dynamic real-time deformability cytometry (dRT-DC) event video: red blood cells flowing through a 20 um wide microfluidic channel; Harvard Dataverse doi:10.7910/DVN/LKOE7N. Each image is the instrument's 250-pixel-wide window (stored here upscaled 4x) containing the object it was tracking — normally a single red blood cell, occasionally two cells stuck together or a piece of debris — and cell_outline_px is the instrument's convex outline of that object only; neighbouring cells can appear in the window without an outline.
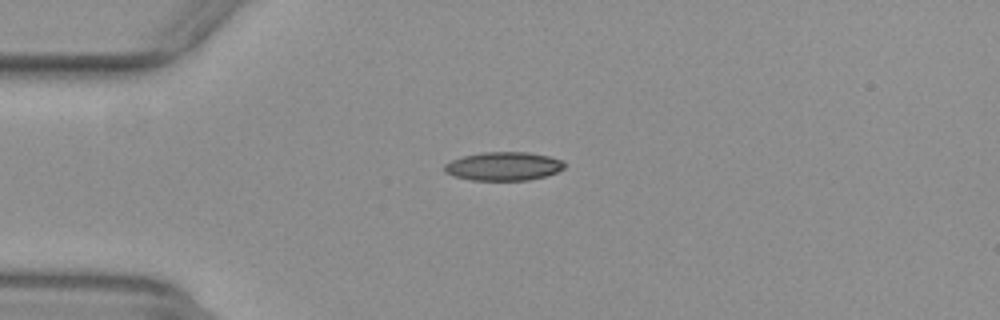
{"species": "common noctule bat (a hibernating species)", "species_latin": "Nyctalus noctula", "temperature_condition": "warm", "stored_images_in_passage": 42, "camera_frame_rate_fps": 3000, "um_per_image_px": 0.085, "animal": {"sex": "female", "body_mass_g": 29.2, "forearm_length_mm": 56.3}, "frame": {"image": 1, "passage_image": 2, "time_ms": 0.333, "image_size_px": [1000, 320], "cell_outline_px": [[564, 168], [548, 176], [528, 180], [472, 180], [452, 176], [444, 172], [444, 164], [452, 160], [464, 156], [480, 152], [528, 152], [548, 156], [560, 160], [564, 164]], "centroid_in_image_um": [42.77, 14.13], "position_along_channel_um": 42.2, "area_um2": 20.0}}
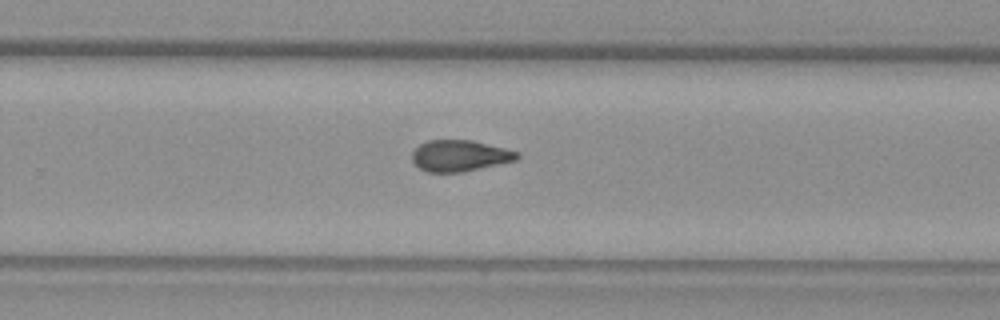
{"frame": {"image": 2, "passage_image": 23, "time_ms": 7.333, "image_size_px": [1000, 320], "cell_outline_px": [[520, 156], [516, 160], [464, 172], [428, 172], [420, 168], [412, 160], [412, 152], [420, 144], [428, 140], [472, 140], [520, 152]], "centroid_in_image_um": [39.09, 13.23], "position_along_channel_um": 290.7, "area_um2": 19.07}}
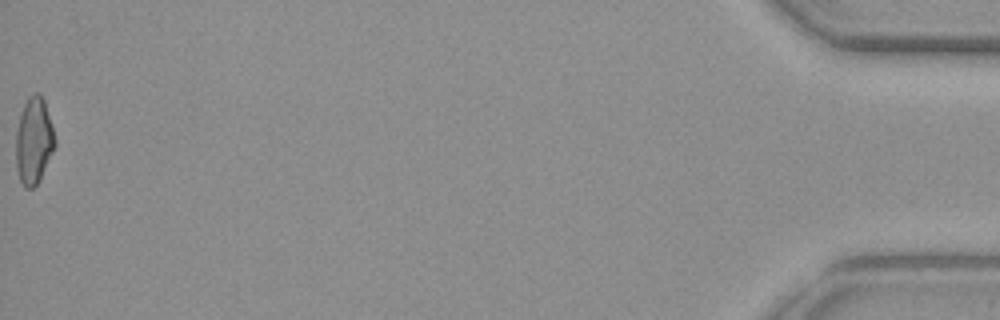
{"frame": {"image": 3, "passage_image": 42, "time_ms": 13.667, "image_size_px": [1000, 320], "cell_outline_px": [[56, 144], [40, 180], [32, 188], [24, 188], [20, 180], [16, 168], [16, 132], [20, 112], [28, 96], [32, 92], [40, 92], [44, 100], [56, 140]], "centroid_in_image_um": [2.86, 11.94], "position_along_channel_um": 432.3, "area_um2": 19.83}, "authors_computed_cell_mechanics": {"area_um2": 19.5942, "velocity_mm_per_s": 3.9149, "shape_relaxation_time_tau1_ms": null, "shape_relaxation_time_tau2_ms": 3.0572, "deformation_change_tau1": null, "deformation_change_tau2": 0.106}}